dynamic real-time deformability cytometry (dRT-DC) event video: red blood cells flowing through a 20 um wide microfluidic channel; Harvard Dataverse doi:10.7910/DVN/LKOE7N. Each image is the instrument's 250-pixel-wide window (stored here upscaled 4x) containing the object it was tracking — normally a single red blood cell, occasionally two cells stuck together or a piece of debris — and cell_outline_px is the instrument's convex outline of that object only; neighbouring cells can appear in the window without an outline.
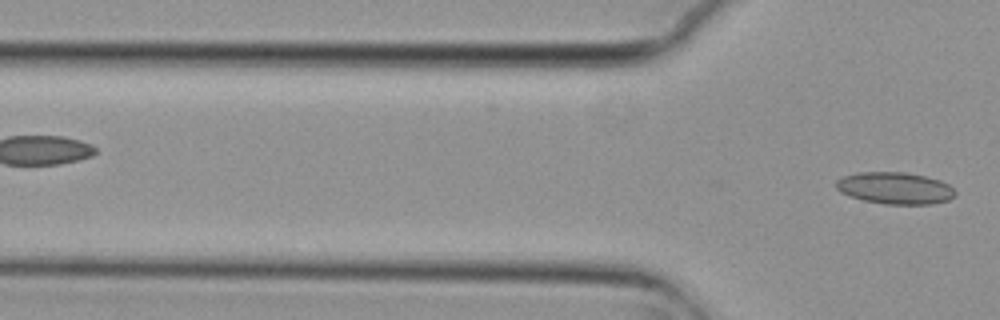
{"species": "common noctule bat (a hibernating species)", "species_latin": "Nyctalus noctula", "temperature_condition": "cold", "stored_images_in_passage": 6, "camera_frame_rate_fps": 3000, "um_per_image_px": 0.085, "animal": {"sex": "female", "body_mass_g": 29.2, "forearm_length_mm": 56.3}, "frame": {"image": 1, "passage_image": 6, "time_ms": 1.667, "image_size_px": [1000, 320], "cell_outline_px": [[956, 196], [948, 200], [932, 204], [884, 204], [864, 200], [848, 196], [840, 192], [836, 188], [836, 180], [844, 176], [860, 172], [904, 172], [924, 176], [940, 180], [948, 184], [956, 192]], "centroid_in_image_um": [76.07, 15.99], "position_along_channel_um": 49.7, "area_um2": 22.14}}